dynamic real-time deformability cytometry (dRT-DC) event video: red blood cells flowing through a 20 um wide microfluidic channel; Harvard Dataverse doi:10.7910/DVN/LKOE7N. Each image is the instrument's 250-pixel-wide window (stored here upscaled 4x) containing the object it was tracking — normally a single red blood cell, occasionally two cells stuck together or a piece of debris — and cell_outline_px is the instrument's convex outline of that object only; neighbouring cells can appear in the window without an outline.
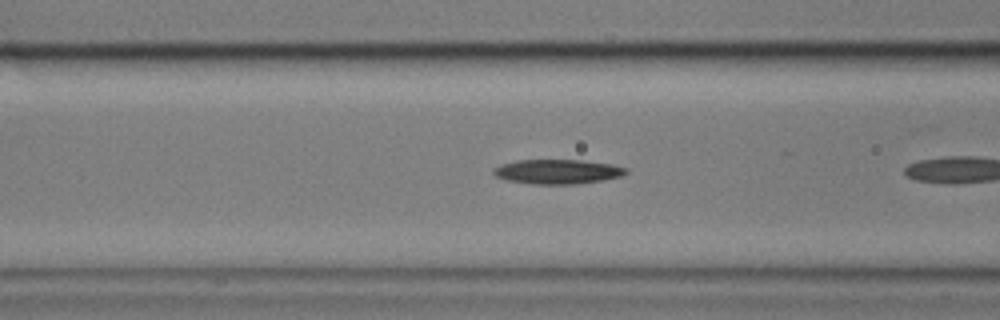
{"species": "common noctule bat (a hibernating species)", "species_latin": "Nyctalus noctula", "temperature_condition": "cold", "stored_images_in_passage": 12, "camera_frame_rate_fps": 3000, "um_per_image_px": 0.085, "animal": {"sex": "male", "body_mass_g": 17.9}, "frame": {"image": 1, "passage_image": 6, "time_ms": 1.667, "image_size_px": [1000, 320], "cell_outline_px": [[628, 172], [620, 176], [600, 180], [576, 184], [532, 184], [504, 180], [496, 176], [492, 172], [500, 164], [516, 160], [580, 160], [612, 164], [628, 168]], "centroid_in_image_um": [47.36, 14.59], "position_along_channel_um": 119.2, "area_um2": 18.9}}